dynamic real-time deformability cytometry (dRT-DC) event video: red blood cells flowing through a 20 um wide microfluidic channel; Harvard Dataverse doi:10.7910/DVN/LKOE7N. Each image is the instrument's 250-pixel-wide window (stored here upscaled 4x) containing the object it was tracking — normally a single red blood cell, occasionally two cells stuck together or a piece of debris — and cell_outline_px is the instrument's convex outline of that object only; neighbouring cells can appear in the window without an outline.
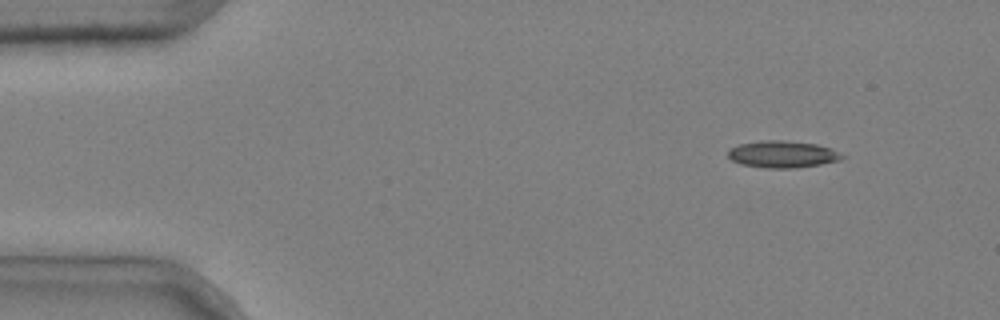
{"species": "common noctule bat (a hibernating species)", "species_latin": "Nyctalus noctula", "temperature_condition": "cold", "stored_images_in_passage": 6, "camera_frame_rate_fps": 3000, "um_per_image_px": 0.085, "animal": {"sex": "male", "body_mass_g": 20.4}, "frame": {"image": 1, "passage_image": 1, "time_ms": 0.0, "image_size_px": [1000, 320], "cell_outline_px": [[848, 156], [840, 160], [820, 164], [796, 168], [764, 168], [740, 164], [732, 160], [728, 156], [728, 148], [740, 144], [764, 140], [784, 140], [816, 144], [832, 148]], "centroid_in_image_um": [66.54, 13.11], "position_along_channel_um": 18.5, "area_um2": 18.09}}
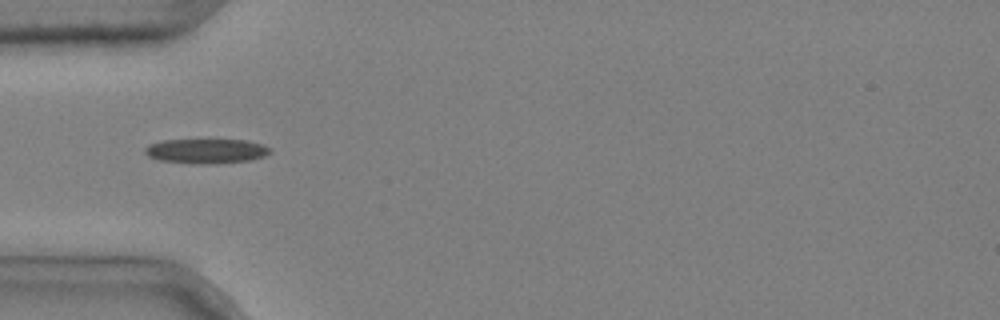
{"frame": {"image": 2, "passage_image": 4, "time_ms": 1.0, "image_size_px": [1000, 320], "cell_outline_px": [[272, 152], [264, 156], [252, 160], [200, 164], [196, 164], [160, 160], [148, 156], [144, 152], [144, 148], [148, 144], [160, 140], [244, 140], [260, 144], [272, 148]], "centroid_in_image_um": [17.5, 12.83], "position_along_channel_um": 67.5, "area_um2": 17.92}}